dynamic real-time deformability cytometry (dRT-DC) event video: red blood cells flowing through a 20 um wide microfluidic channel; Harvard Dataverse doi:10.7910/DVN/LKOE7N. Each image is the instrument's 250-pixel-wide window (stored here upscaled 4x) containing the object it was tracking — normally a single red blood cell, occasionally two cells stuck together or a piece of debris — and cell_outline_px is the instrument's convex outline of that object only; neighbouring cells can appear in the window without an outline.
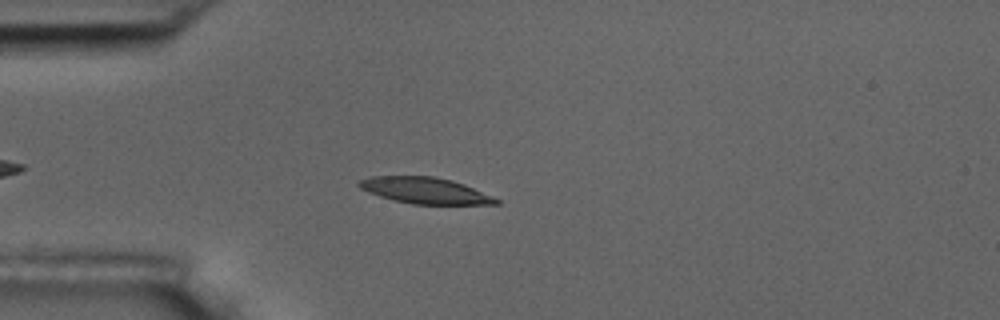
{"species": "common noctule bat (a hibernating species)", "species_latin": "Nyctalus noctula", "temperature_condition": "room temperature", "stored_images_in_passage": 5, "camera_frame_rate_fps": 3000, "um_per_image_px": 0.085, "animal": {"sex": "male", "body_mass_g": 17.5, "forearm_length_mm": 52.3}, "frame": {"image": 1, "passage_image": 4, "time_ms": 3.667, "image_size_px": [1000, 320], "cell_outline_px": [[500, 204], [412, 204], [392, 200], [368, 192], [360, 188], [356, 184], [360, 180], [372, 176], [432, 176], [452, 180], [464, 184], [492, 196], [500, 200]], "centroid_in_image_um": [36.11, 16.19], "position_along_channel_um": 48.9, "area_um2": 20.87}}